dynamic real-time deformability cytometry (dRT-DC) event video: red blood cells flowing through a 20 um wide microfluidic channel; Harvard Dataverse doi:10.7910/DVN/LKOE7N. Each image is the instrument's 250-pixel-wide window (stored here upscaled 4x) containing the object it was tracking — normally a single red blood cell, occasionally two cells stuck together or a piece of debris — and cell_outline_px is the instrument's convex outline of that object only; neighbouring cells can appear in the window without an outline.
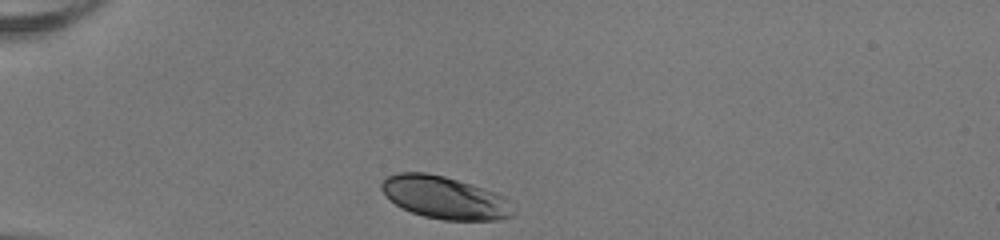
{"species": "human", "species_latin": "Homo sapiens", "temperature_condition": "room temperature", "stored_images_in_passage": 31, "camera_frame_rate_fps": 3000, "um_per_image_px": 0.085, "donor": {"sex": "female"}, "frame": {"image": 1, "passage_image": 1, "time_ms": 0.0, "image_size_px": [1000, 240], "cell_outline_px": [[516, 204], [512, 216], [500, 220], [444, 220], [424, 216], [412, 212], [396, 204], [380, 188], [380, 184], [388, 176], [400, 172], [428, 172], [444, 176], [472, 184], [508, 196]], "centroid_in_image_um": [37.91, 16.79], "position_along_channel_um": 47.1, "area_um2": 32.95}}
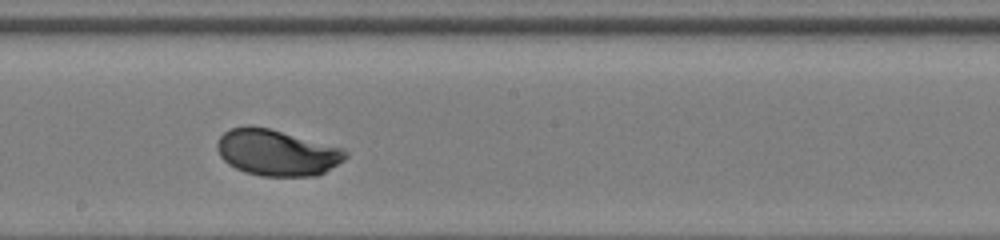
{"frame": {"image": 2, "passage_image": 17, "time_ms": 5.333, "image_size_px": [1000, 240], "cell_outline_px": [[348, 156], [344, 160], [324, 172], [316, 176], [260, 176], [244, 172], [228, 164], [220, 156], [216, 148], [216, 144], [220, 136], [224, 132], [232, 128], [244, 124], [252, 124], [268, 128], [344, 148], [348, 152]], "centroid_in_image_um": [23.51, 12.96], "position_along_channel_um": 224.7, "area_um2": 34.8}}
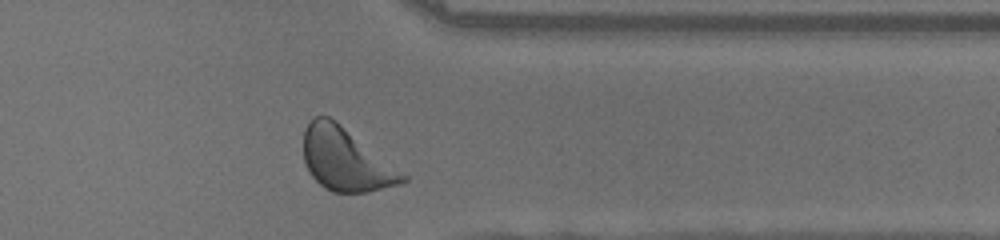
{"frame": {"image": 3, "passage_image": 29, "time_ms": 9.333, "image_size_px": [1000, 240], "cell_outline_px": [[408, 180], [400, 184], [368, 192], [332, 192], [324, 188], [308, 172], [304, 160], [304, 128], [312, 116], [328, 116], [336, 120], [408, 176]], "centroid_in_image_um": [29.37, 13.55], "position_along_channel_um": 382.0, "area_um2": 36.24}, "authors_computed_cell_mechanics": {"area_um2": 34.2176, "velocity_mm_per_s": 3.987, "shape_relaxation_time_tau1_ms": 1.7516, "shape_relaxation_time_tau2_ms": null, "deformation_change_tau1": 0.1245, "deformation_change_tau2": null}}